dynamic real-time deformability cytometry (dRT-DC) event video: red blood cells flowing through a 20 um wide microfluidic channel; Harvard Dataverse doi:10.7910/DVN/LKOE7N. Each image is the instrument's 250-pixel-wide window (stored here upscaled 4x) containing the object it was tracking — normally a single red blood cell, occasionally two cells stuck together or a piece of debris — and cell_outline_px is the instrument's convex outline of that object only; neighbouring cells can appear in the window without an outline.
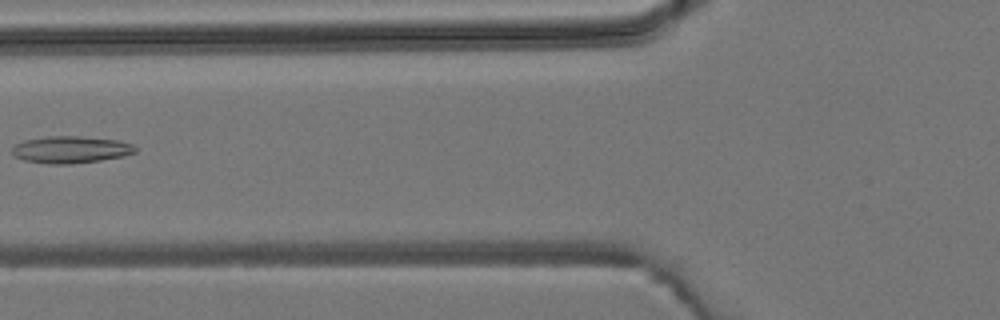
{"species": "common noctule bat (a hibernating species)", "species_latin": "Nyctalus noctula", "temperature_condition": "room temperature", "stored_images_in_passage": 3, "camera_frame_rate_fps": 3000, "um_per_image_px": 0.085, "animal": {"sex": "male", "body_mass_g": 19.2, "forearm_length_mm": 51.8}, "frame": {"image": 1, "passage_image": 3, "time_ms": 2.333, "image_size_px": [1000, 320], "cell_outline_px": [[136, 152], [124, 156], [100, 160], [72, 164], [48, 164], [24, 160], [12, 156], [12, 148], [16, 144], [24, 140], [48, 136], [80, 136], [120, 140], [132, 144], [136, 148]], "centroid_in_image_um": [6.01, 12.72], "position_along_channel_um": 119.8, "area_um2": 19.54}}